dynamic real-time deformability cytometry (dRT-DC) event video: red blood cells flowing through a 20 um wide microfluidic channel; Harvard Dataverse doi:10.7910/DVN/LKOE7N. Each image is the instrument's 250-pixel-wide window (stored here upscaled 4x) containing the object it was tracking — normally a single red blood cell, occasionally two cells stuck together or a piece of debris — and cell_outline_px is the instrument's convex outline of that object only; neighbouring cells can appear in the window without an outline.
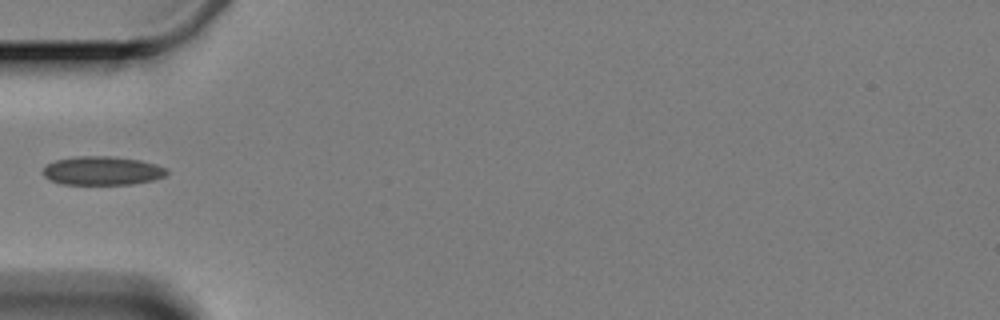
{"species": "Egyptian fruit bat (a non-hibernating species)", "species_latin": "Rousettus aegyptiacus", "temperature_condition": "cold", "stored_images_in_passage": 10, "camera_frame_rate_fps": 3000, "um_per_image_px": 0.085, "animal": {"sex": "female"}, "frame": {"image": 1, "passage_image": 4, "time_ms": 4.667, "image_size_px": [1000, 320], "cell_outline_px": [[168, 172], [164, 176], [152, 180], [132, 184], [60, 184], [48, 180], [44, 176], [44, 168], [48, 164], [56, 160], [76, 156], [112, 156], [140, 160], [156, 164], [168, 168]], "centroid_in_image_um": [8.7, 14.51], "position_along_channel_um": 76.3, "area_um2": 20.75}}
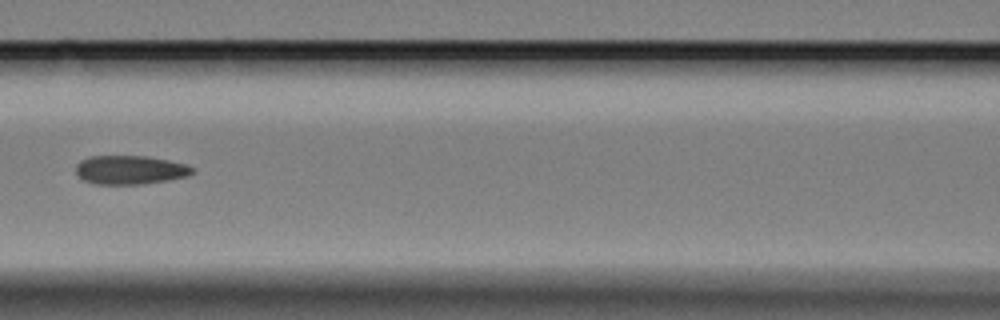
{"frame": {"image": 2, "passage_image": 6, "time_ms": 7.0, "image_size_px": [1000, 320], "cell_outline_px": [[192, 172], [188, 176], [168, 180], [140, 184], [92, 184], [84, 180], [76, 172], [76, 164], [80, 160], [92, 156], [144, 156], [168, 160], [184, 164], [192, 168]], "centroid_in_image_um": [11.01, 14.44], "position_along_channel_um": 155.6, "area_um2": 19.36}}
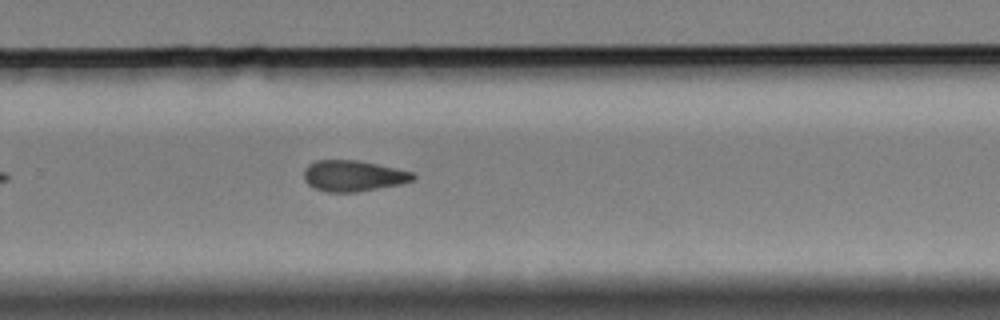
{"frame": {"image": 3, "passage_image": 10, "time_ms": 11.333, "image_size_px": [1000, 320], "cell_outline_px": [[416, 180], [400, 184], [356, 192], [324, 192], [312, 188], [304, 180], [304, 168], [308, 164], [316, 160], [360, 160], [396, 168], [412, 172], [416, 176]], "centroid_in_image_um": [30.01, 14.95], "position_along_channel_um": 299.8, "area_um2": 19.94}}